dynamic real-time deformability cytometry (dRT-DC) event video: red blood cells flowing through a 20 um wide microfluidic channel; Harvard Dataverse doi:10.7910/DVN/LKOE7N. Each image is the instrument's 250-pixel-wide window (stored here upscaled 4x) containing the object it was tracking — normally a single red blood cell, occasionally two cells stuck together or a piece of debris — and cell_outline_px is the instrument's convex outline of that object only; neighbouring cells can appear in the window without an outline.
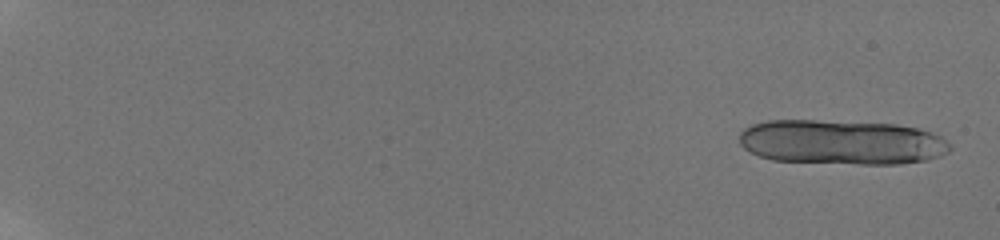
{"species": "human", "species_latin": "Homo sapiens", "temperature_condition": "room temperature", "stored_images_in_passage": 20, "camera_frame_rate_fps": 3000, "um_per_image_px": 0.085, "donor": {"sex": "male"}, "frame": {"image": 1, "passage_image": 2, "time_ms": 0.333, "image_size_px": [1000, 240], "cell_outline_px": [[952, 148], [948, 152], [940, 156], [928, 160], [900, 164], [860, 164], [772, 160], [760, 156], [744, 148], [740, 144], [740, 132], [744, 128], [752, 124], [768, 120], [812, 120], [896, 124], [916, 128], [932, 132], [940, 136]], "centroid_in_image_um": [71.54, 12.09], "position_along_channel_um": 13.5, "area_um2": 54.97}}
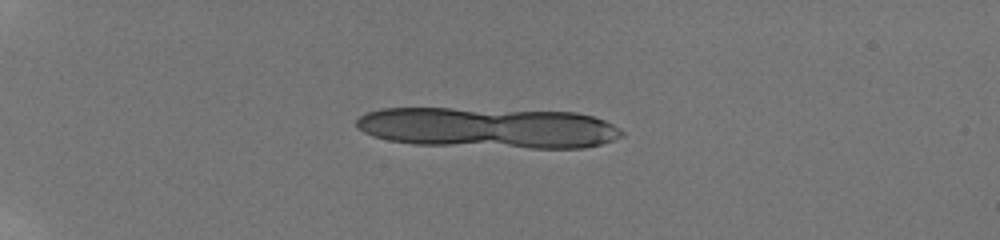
{"frame": {"image": 2, "passage_image": 16, "time_ms": 5.0, "image_size_px": [1000, 240], "cell_outline_px": [[624, 136], [600, 144], [584, 148], [532, 148], [416, 144], [388, 140], [372, 136], [356, 128], [356, 120], [364, 112], [380, 108], [452, 108], [576, 112], [592, 116], [604, 120], [620, 128], [624, 132]], "centroid_in_image_um": [41.48, 10.85], "position_along_channel_um": 43.5, "area_um2": 63.41}}